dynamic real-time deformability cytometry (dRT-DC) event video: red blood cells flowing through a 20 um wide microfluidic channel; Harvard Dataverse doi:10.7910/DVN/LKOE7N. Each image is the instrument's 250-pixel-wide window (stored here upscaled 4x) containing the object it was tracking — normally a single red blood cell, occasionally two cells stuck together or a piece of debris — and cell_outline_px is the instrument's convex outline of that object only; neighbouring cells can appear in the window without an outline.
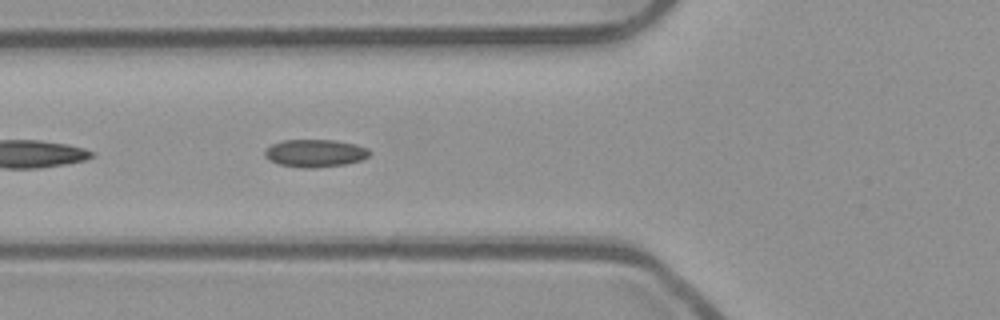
{"species": "common noctule bat (a hibernating species)", "species_latin": "Nyctalus noctula", "temperature_condition": "room temperature", "stored_images_in_passage": 11, "camera_frame_rate_fps": 3000, "um_per_image_px": 0.085, "animal": {"sex": "male", "body_mass_g": 23.1, "forearm_length_mm": 52.7}, "frame": {"image": 1, "passage_image": 5, "time_ms": 1.333, "image_size_px": [1000, 320], "cell_outline_px": [[372, 152], [368, 156], [360, 160], [344, 164], [316, 168], [300, 168], [280, 164], [268, 160], [264, 156], [264, 152], [272, 144], [284, 140], [336, 140], [356, 144], [368, 148]], "centroid_in_image_um": [26.79, 13.02], "position_along_channel_um": 99.0, "area_um2": 16.94}}
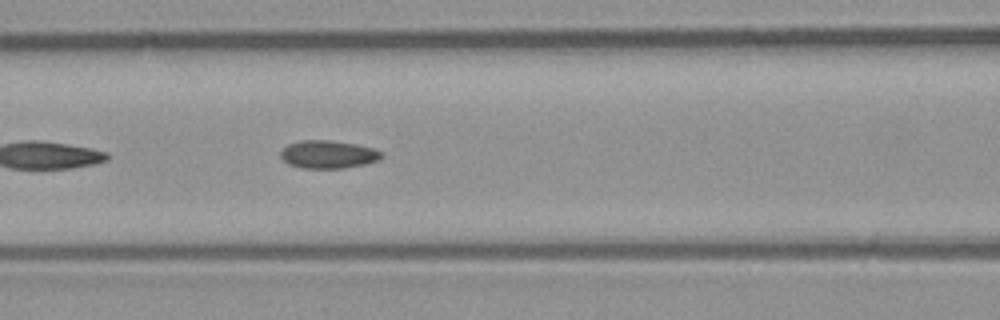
{"frame": {"image": 2, "passage_image": 8, "time_ms": 2.333, "image_size_px": [1000, 320], "cell_outline_px": [[384, 156], [380, 160], [364, 164], [344, 168], [300, 168], [288, 164], [280, 156], [280, 152], [288, 144], [300, 140], [332, 140], [356, 144], [372, 148], [384, 152]], "centroid_in_image_um": [27.91, 13.12], "position_along_channel_um": 138.7, "area_um2": 16.59}}